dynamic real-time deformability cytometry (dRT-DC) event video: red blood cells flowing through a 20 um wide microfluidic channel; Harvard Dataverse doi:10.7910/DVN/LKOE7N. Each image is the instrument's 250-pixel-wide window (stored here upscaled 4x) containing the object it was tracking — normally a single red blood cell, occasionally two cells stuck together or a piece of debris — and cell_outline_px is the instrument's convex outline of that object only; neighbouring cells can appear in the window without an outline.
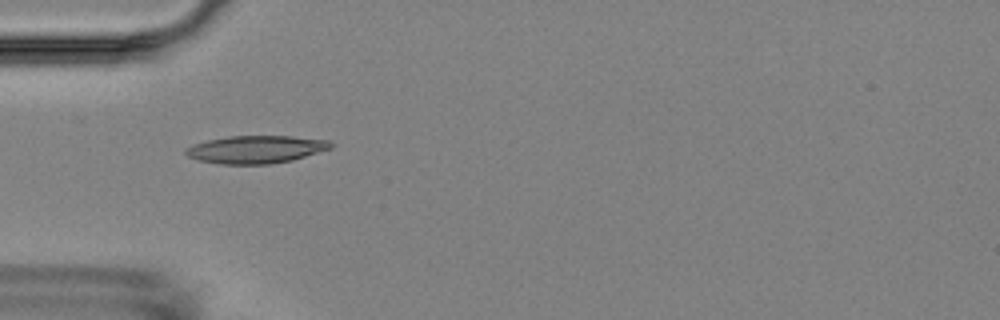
{"species": "Egyptian fruit bat (a non-hibernating species)", "species_latin": "Rousettus aegyptiacus", "temperature_condition": "room temperature", "stored_images_in_passage": 6, "camera_frame_rate_fps": 3000, "um_per_image_px": 0.085, "animal": {"sex": "female"}, "frame": {"image": 1, "passage_image": 1, "time_ms": 0.0, "image_size_px": [1000, 320], "cell_outline_px": [[336, 144], [332, 148], [292, 160], [272, 164], [220, 164], [200, 160], [188, 156], [184, 152], [184, 148], [208, 140], [228, 136], [292, 136], [328, 140]], "centroid_in_image_um": [21.79, 12.7], "position_along_channel_um": 63.2, "area_um2": 23.41}}
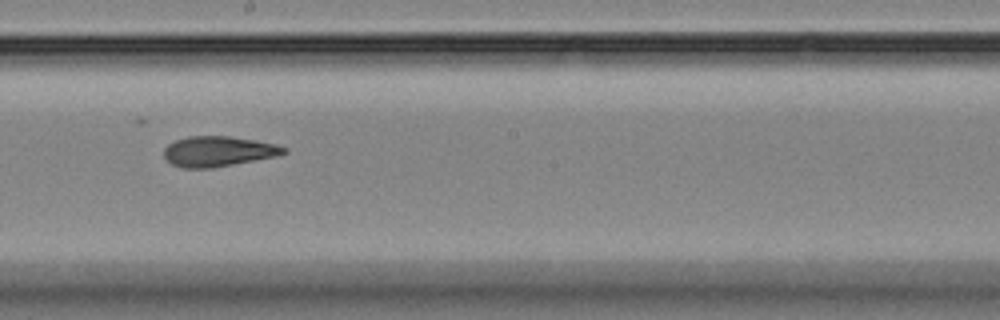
{"frame": {"image": 2, "passage_image": 5, "time_ms": 4.667, "image_size_px": [1000, 320], "cell_outline_px": [[288, 152], [280, 156], [212, 168], [184, 168], [172, 164], [164, 156], [164, 148], [168, 144], [176, 140], [188, 136], [228, 136], [256, 140], [276, 144], [288, 148]], "centroid_in_image_um": [18.6, 12.87], "position_along_channel_um": 229.6, "area_um2": 21.33}}
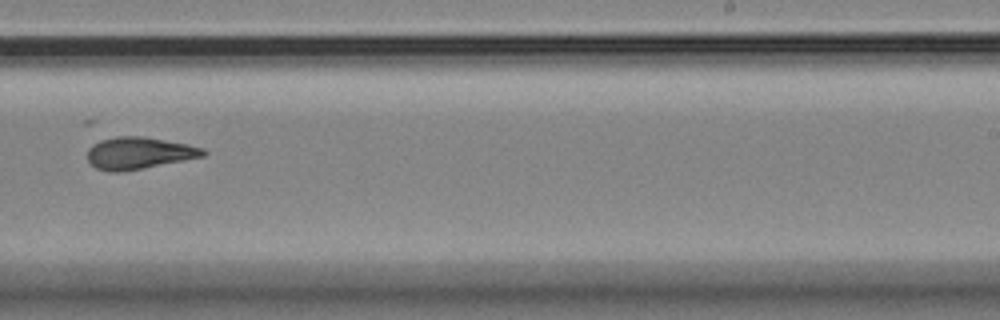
{"frame": {"image": 3, "passage_image": 6, "time_ms": 6.0, "image_size_px": [1000, 320], "cell_outline_px": [[208, 152], [204, 156], [184, 160], [120, 172], [108, 172], [96, 168], [88, 160], [88, 148], [92, 144], [100, 140], [116, 136], [144, 136], [188, 144], [204, 148]], "centroid_in_image_um": [11.8, 13.0], "position_along_channel_um": 277.2, "area_um2": 21.56}}